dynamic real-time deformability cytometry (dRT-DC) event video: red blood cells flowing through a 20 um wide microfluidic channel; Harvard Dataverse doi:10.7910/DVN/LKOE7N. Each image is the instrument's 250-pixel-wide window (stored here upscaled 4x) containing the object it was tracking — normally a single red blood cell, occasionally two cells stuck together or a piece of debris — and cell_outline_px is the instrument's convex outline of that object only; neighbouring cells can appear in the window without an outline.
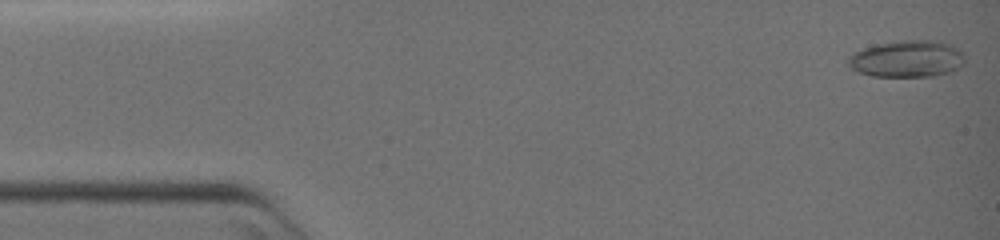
{"species": "common noctule bat (a hibernating species)", "species_latin": "Nyctalus noctula", "temperature_condition": "warm", "stored_images_in_passage": 75, "camera_frame_rate_fps": 3000, "um_per_image_px": 0.085, "animal": {"sex": "female", "body_mass_g": 19.0, "forearm_length_mm": 51.5}, "frame": {"image": 1, "passage_image": 2, "time_ms": 0.333, "image_size_px": [1000, 240], "cell_outline_px": [[964, 64], [952, 72], [932, 76], [872, 76], [860, 72], [852, 68], [848, 64], [848, 56], [852, 52], [876, 44], [904, 40], [944, 40], [952, 44], [964, 52]], "centroid_in_image_um": [77.15, 4.98], "position_along_channel_um": 7.8, "area_um2": 25.37}}
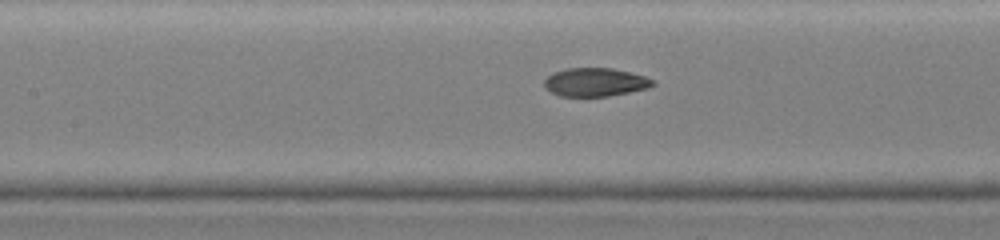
{"frame": {"image": 2, "passage_image": 33, "time_ms": 10.667, "image_size_px": [1000, 240], "cell_outline_px": [[656, 84], [648, 88], [608, 96], [560, 96], [552, 92], [544, 84], [544, 80], [552, 72], [564, 68], [612, 68], [644, 76], [652, 80]], "centroid_in_image_um": [50.57, 6.97], "position_along_channel_um": 156.8, "area_um2": 17.8}}
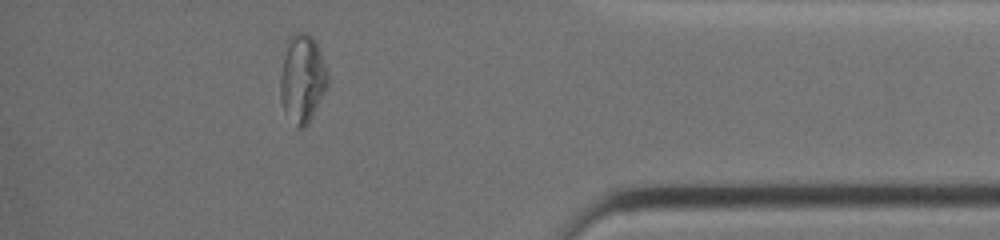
{"frame": {"image": 3, "passage_image": 65, "time_ms": 21.333, "image_size_px": [1000, 240], "cell_outline_px": [[328, 84], [308, 124], [304, 128], [296, 128], [284, 112], [280, 100], [280, 80], [284, 56], [288, 36], [292, 32], [304, 32], [312, 36], [320, 52], [328, 72]], "centroid_in_image_um": [25.68, 6.69], "position_along_channel_um": 409.5, "area_um2": 24.39}}